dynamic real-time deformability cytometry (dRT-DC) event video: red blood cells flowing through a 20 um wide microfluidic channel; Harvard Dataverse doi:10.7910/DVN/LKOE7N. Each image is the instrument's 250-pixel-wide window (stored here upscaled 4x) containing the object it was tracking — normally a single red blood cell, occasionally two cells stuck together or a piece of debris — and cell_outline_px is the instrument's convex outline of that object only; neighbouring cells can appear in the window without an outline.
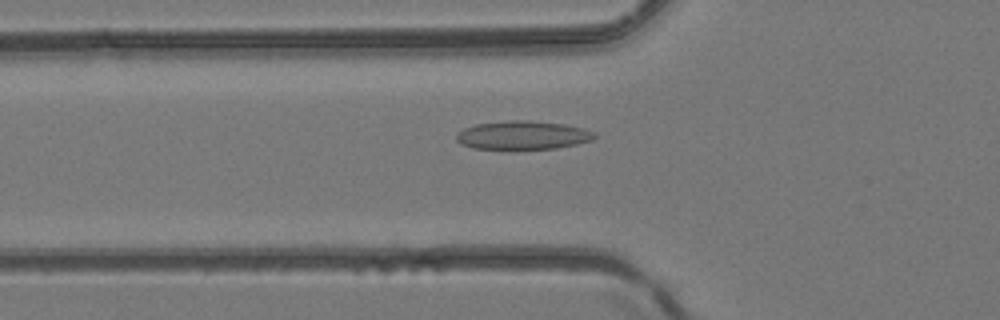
{"species": "common noctule bat (a hibernating species)", "species_latin": "Nyctalus noctula", "temperature_condition": "room temperature", "stored_images_in_passage": 5, "camera_frame_rate_fps": 3000, "um_per_image_px": 0.085, "animal": {"sex": "female", "body_mass_g": 24.6, "forearm_length_mm": 56.2}, "frame": {"image": 1, "passage_image": 5, "time_ms": 1.333, "image_size_px": [1000, 320], "cell_outline_px": [[596, 136], [592, 140], [576, 144], [556, 148], [516, 152], [472, 148], [460, 144], [456, 140], [456, 132], [464, 128], [476, 124], [508, 120], [528, 120], [564, 124], [584, 128], [596, 132]], "centroid_in_image_um": [44.39, 11.54], "position_along_channel_um": 81.4, "area_um2": 24.1}}